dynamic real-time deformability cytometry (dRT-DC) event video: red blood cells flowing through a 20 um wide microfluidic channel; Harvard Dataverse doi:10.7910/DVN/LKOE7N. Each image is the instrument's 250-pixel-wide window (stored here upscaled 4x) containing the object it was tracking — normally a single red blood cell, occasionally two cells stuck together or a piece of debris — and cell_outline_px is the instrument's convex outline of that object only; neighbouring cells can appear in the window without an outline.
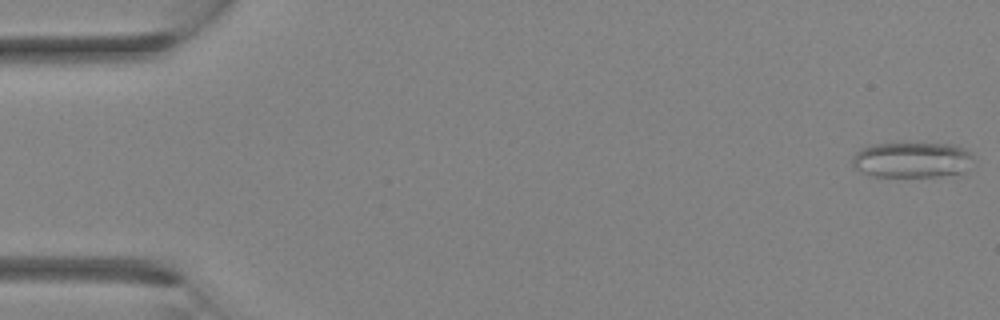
{"species": "Egyptian fruit bat (a non-hibernating species)", "species_latin": "Rousettus aegyptiacus", "temperature_condition": "room temperature", "stored_images_in_passage": 33, "camera_frame_rate_fps": 3000, "um_per_image_px": 0.085, "animal": {"sex": "female"}, "frame": {"image": 1, "passage_image": 1, "time_ms": 0.0, "image_size_px": [1000, 320], "cell_outline_px": [[976, 156], [964, 172], [960, 176], [872, 176], [860, 172], [852, 168], [852, 156], [860, 148], [876, 144], [952, 144], [964, 148], [972, 152]], "centroid_in_image_um": [77.56, 13.61], "position_along_channel_um": 7.4, "area_um2": 25.55}}
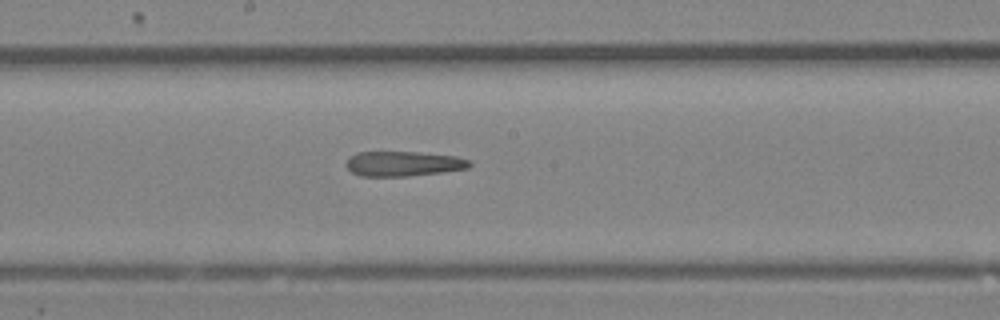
{"frame": {"image": 2, "passage_image": 18, "time_ms": 5.667, "image_size_px": [1000, 320], "cell_outline_px": [[472, 164], [468, 168], [444, 172], [408, 176], [360, 176], [352, 172], [344, 164], [348, 156], [356, 152], [416, 152], [456, 156], [468, 160]], "centroid_in_image_um": [34.24, 13.91], "position_along_channel_um": 214.0, "area_um2": 18.03}}
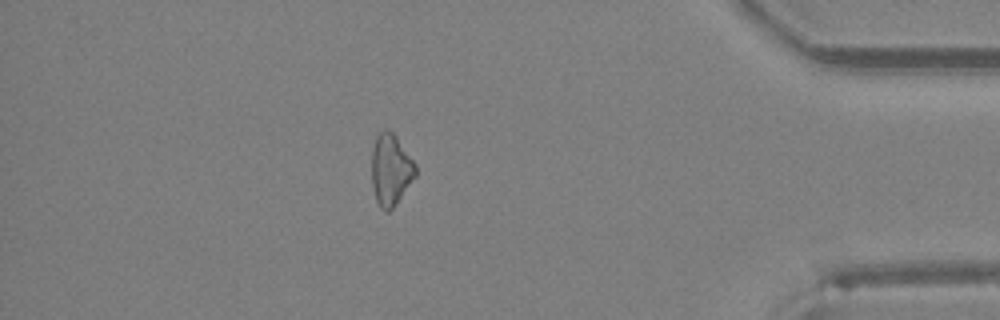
{"frame": {"image": 3, "passage_image": 29, "time_ms": 9.333, "image_size_px": [1000, 320], "cell_outline_px": [[416, 176], [392, 208], [388, 212], [384, 212], [380, 208], [376, 200], [372, 184], [372, 148], [376, 136], [384, 128], [388, 128], [396, 136], [416, 164]], "centroid_in_image_um": [33.2, 14.41], "position_along_channel_um": 402.0, "area_um2": 18.26}}